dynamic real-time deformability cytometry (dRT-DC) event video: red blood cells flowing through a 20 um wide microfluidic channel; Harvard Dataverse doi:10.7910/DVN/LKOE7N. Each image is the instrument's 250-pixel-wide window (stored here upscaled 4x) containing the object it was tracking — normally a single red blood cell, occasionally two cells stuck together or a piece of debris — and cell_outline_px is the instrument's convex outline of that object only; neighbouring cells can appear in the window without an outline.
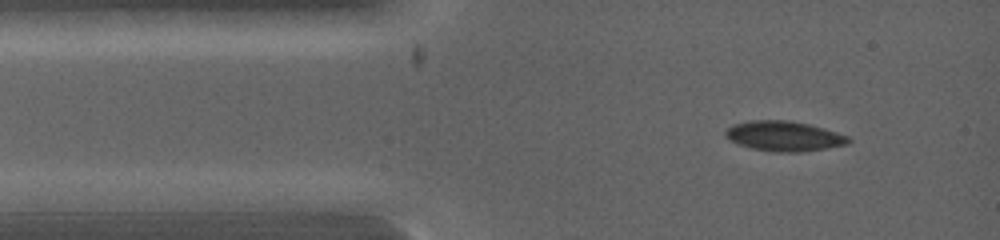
{"species": "common noctule bat (a hibernating species)", "species_latin": "Nyctalus noctula", "temperature_condition": "warm", "stored_images_in_passage": 2, "camera_frame_rate_fps": 5000, "um_per_image_px": 0.085, "animal": {"sex": "female", "body_mass_g": 19.0, "forearm_length_mm": 53.3}, "frame": {"image": 1, "passage_image": 1, "time_ms": 0.0, "image_size_px": [1000, 240], "cell_outline_px": [[852, 140], [848, 144], [828, 148], [800, 152], [772, 152], [752, 148], [740, 144], [724, 136], [724, 132], [732, 124], [748, 120], [788, 120], [808, 124], [824, 128], [848, 136]], "centroid_in_image_um": [66.65, 11.56], "position_along_channel_um": 18.4, "area_um2": 21.56}}